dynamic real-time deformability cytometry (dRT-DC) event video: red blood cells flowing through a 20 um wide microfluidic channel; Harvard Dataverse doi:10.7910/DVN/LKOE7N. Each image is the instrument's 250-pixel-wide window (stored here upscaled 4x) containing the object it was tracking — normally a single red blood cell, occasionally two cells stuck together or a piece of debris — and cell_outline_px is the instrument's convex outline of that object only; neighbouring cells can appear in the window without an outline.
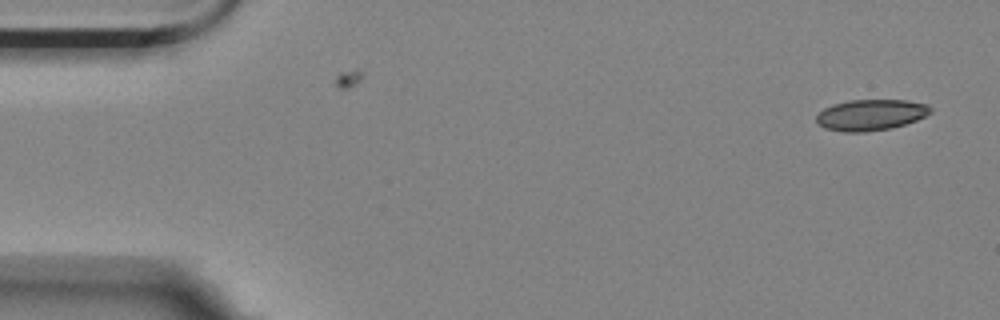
{"species": "Egyptian fruit bat (a non-hibernating species)", "species_latin": "Rousettus aegyptiacus", "temperature_condition": "room temperature", "stored_images_in_passage": 6, "camera_frame_rate_fps": 3000, "um_per_image_px": 0.085, "animal": {"sex": "female"}, "frame": {"image": 1, "passage_image": 1, "time_ms": 0.0, "image_size_px": [1000, 320], "cell_outline_px": [[932, 112], [916, 120], [892, 128], [868, 132], [844, 132], [824, 128], [816, 120], [816, 116], [824, 108], [832, 104], [848, 100], [904, 100], [928, 104], [932, 108]], "centroid_in_image_um": [74.01, 9.76], "position_along_channel_um": 11.0, "area_um2": 20.69}}
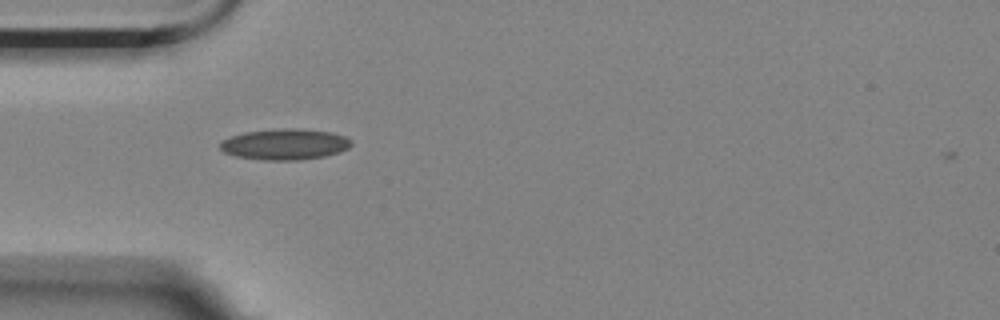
{"frame": {"image": 2, "passage_image": 5, "time_ms": 1.333, "image_size_px": [1000, 320], "cell_outline_px": [[352, 144], [348, 148], [340, 152], [324, 156], [300, 160], [264, 160], [236, 156], [224, 152], [220, 148], [220, 140], [244, 132], [280, 128], [296, 128], [332, 132], [344, 136], [352, 140]], "centroid_in_image_um": [24.22, 12.26], "position_along_channel_um": 60.8, "area_um2": 23.76}}
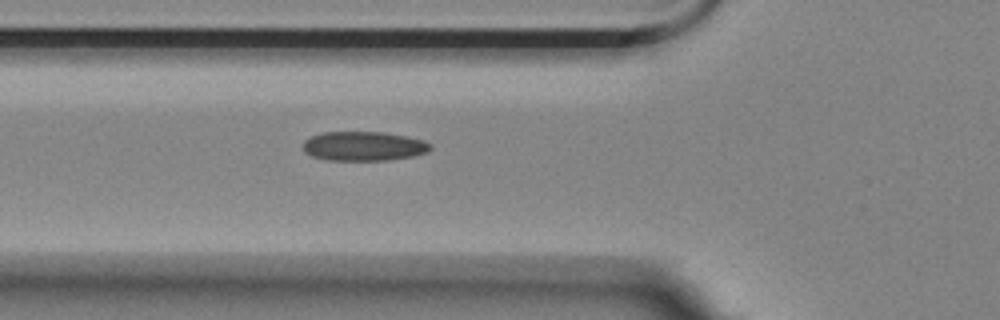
{"frame": {"image": 3, "passage_image": 6, "time_ms": 1.667, "image_size_px": [1000, 320], "cell_outline_px": [[432, 148], [428, 152], [412, 156], [388, 160], [328, 160], [312, 156], [304, 152], [304, 140], [312, 136], [324, 132], [384, 132], [408, 136], [424, 140], [432, 144]], "centroid_in_image_um": [30.95, 12.42], "position_along_channel_um": 94.8, "area_um2": 21.85}}